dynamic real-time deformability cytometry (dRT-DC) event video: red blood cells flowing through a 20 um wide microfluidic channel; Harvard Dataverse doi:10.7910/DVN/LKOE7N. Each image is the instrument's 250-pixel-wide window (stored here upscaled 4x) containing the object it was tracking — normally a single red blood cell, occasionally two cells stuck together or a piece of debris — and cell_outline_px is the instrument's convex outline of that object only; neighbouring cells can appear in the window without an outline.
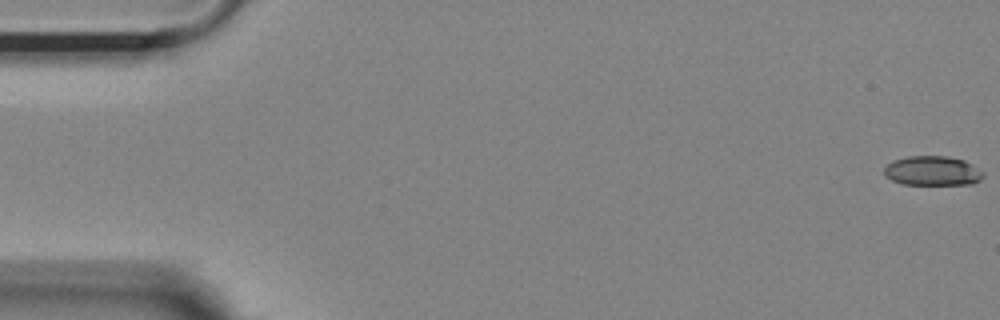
{"species": "Egyptian fruit bat (a non-hibernating species)", "species_latin": "Rousettus aegyptiacus", "temperature_condition": "room temperature", "stored_images_in_passage": 19, "camera_frame_rate_fps": 3000, "um_per_image_px": 0.085, "animal": {"sex": "female"}, "frame": {"image": 1, "passage_image": 1, "time_ms": 0.0, "image_size_px": [1000, 320], "cell_outline_px": [[984, 176], [980, 180], [972, 184], [904, 184], [892, 180], [884, 176], [884, 168], [892, 160], [908, 156], [948, 156], [964, 160], [972, 164], [984, 172]], "centroid_in_image_um": [79.27, 14.51], "position_along_channel_um": 5.7, "area_um2": 17.11}}
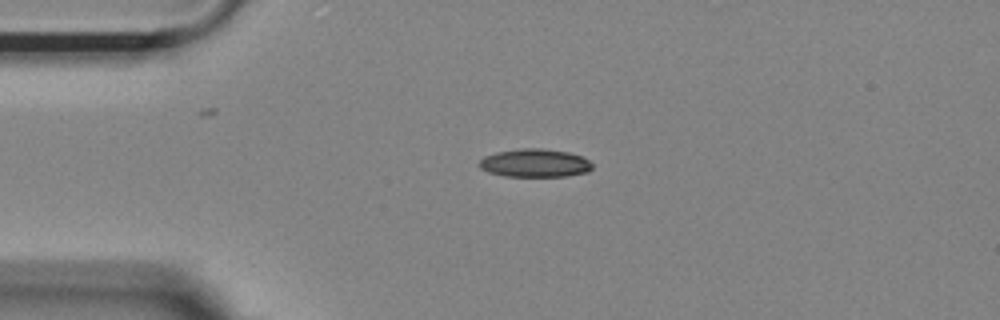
{"frame": {"image": 2, "passage_image": 13, "time_ms": 4.0, "image_size_px": [1000, 320], "cell_outline_px": [[592, 168], [588, 172], [568, 176], [504, 176], [488, 172], [480, 168], [480, 160], [484, 156], [496, 152], [520, 148], [544, 148], [568, 152], [580, 156], [588, 160], [592, 164]], "centroid_in_image_um": [45.46, 13.85], "position_along_channel_um": 39.5, "area_um2": 18.61}}
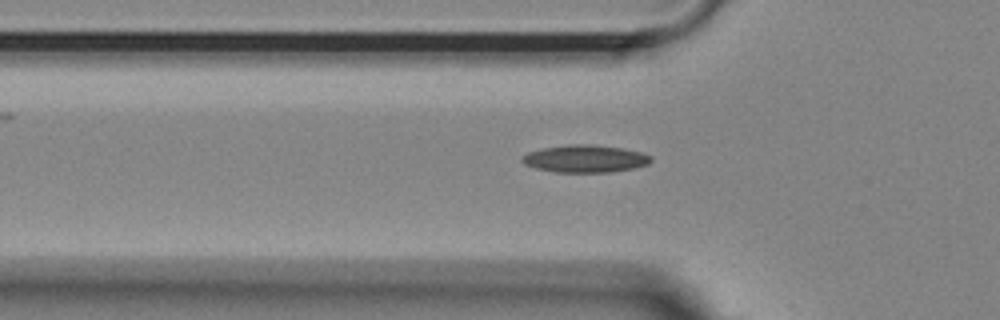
{"frame": {"image": 3, "passage_image": 18, "time_ms": 5.667, "image_size_px": [1000, 320], "cell_outline_px": [[652, 160], [648, 164], [632, 168], [608, 172], [556, 172], [536, 168], [524, 164], [520, 160], [520, 156], [528, 152], [544, 148], [568, 144], [592, 144], [624, 148], [640, 152], [652, 156]], "centroid_in_image_um": [49.71, 13.48], "position_along_channel_um": 76.1, "area_um2": 20.63}}